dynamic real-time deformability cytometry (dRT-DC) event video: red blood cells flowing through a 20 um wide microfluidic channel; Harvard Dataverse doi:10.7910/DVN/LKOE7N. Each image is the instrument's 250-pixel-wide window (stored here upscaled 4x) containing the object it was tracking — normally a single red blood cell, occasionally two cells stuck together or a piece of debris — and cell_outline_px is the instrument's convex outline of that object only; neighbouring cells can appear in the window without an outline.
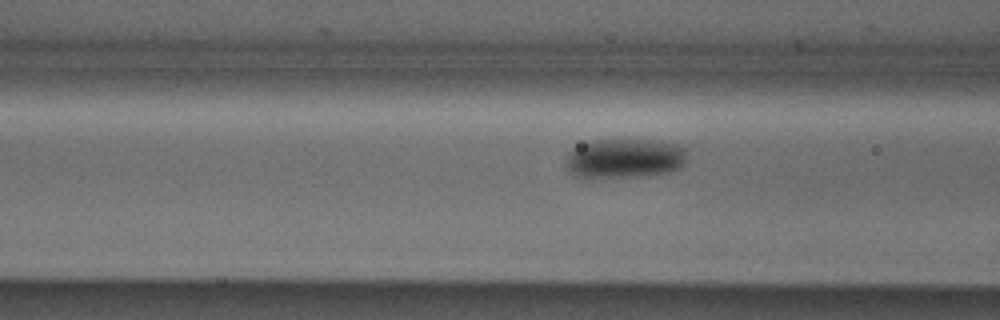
{"species": "Egyptian fruit bat (a non-hibernating species)", "species_latin": "Rousettus aegyptiacus", "temperature_condition": "cold", "stored_images_in_passage": 39, "camera_frame_rate_fps": 3000, "um_per_image_px": 0.085, "animal": {"sex": "male"}, "frame": {"image": 1, "passage_image": 16, "time_ms": 5.0, "image_size_px": [1000, 320], "cell_outline_px": [[684, 164], [680, 168], [668, 172], [636, 176], [592, 180], [572, 176], [568, 172], [568, 156], [572, 148], [592, 140], [660, 140], [680, 144], [684, 148]], "centroid_in_image_um": [53.05, 13.48], "position_along_channel_um": 113.5, "area_um2": 28.38}}
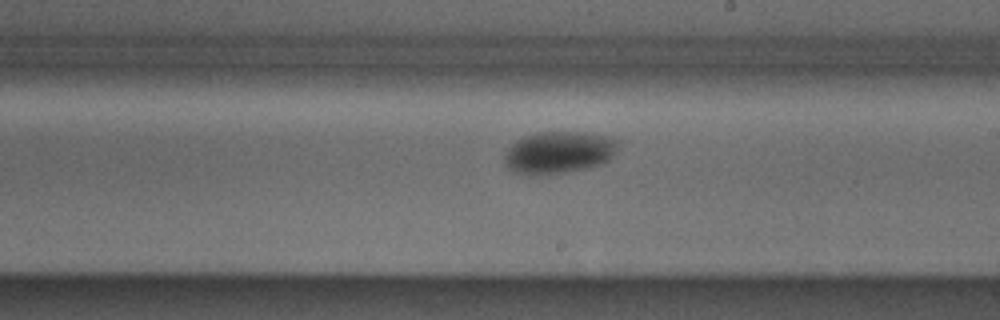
{"frame": {"image": 2, "passage_image": 26, "time_ms": 8.333, "image_size_px": [1000, 320], "cell_outline_px": [[616, 148], [612, 156], [608, 160], [600, 164], [588, 168], [544, 176], [528, 176], [512, 172], [504, 164], [504, 152], [516, 140], [524, 136], [536, 132], [588, 132], [608, 136], [616, 140]], "centroid_in_image_um": [47.42, 12.98], "position_along_channel_um": 241.6, "area_um2": 28.38}}
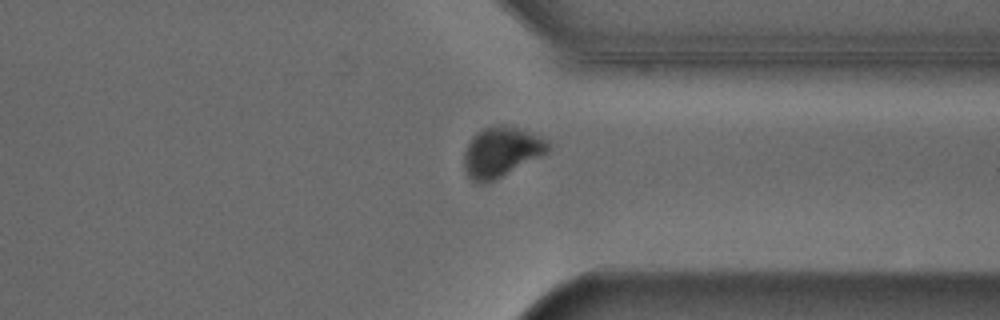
{"frame": {"image": 3, "passage_image": 36, "time_ms": 11.667, "image_size_px": [1000, 320], "cell_outline_px": [[548, 152], [492, 180], [480, 184], [472, 180], [468, 176], [464, 168], [464, 152], [472, 136], [476, 132], [484, 128], [500, 124], [504, 124], [528, 132], [548, 140]], "centroid_in_image_um": [42.55, 12.89], "position_along_channel_um": 368.8, "area_um2": 23.87}}